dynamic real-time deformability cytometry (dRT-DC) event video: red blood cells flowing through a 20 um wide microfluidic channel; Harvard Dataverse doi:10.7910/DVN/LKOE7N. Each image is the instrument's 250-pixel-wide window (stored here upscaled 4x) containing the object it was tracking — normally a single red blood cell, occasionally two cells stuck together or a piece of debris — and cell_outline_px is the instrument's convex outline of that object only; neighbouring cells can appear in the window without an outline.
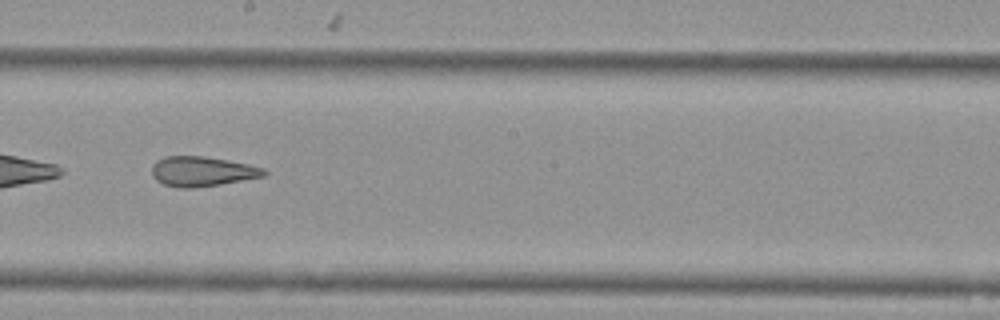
{"species": "Egyptian fruit bat (a non-hibernating species)", "species_latin": "Rousettus aegyptiacus", "temperature_condition": "cold", "stored_images_in_passage": 52, "camera_frame_rate_fps": 3000, "um_per_image_px": 0.085, "animal": {"sex": "female"}, "frame": {"image": 1, "passage_image": 30, "time_ms": 9.667, "image_size_px": [1000, 320], "cell_outline_px": [[268, 172], [264, 176], [220, 184], [192, 188], [180, 188], [164, 184], [156, 180], [152, 176], [152, 164], [156, 160], [164, 156], [204, 156], [228, 160], [248, 164], [264, 168]], "centroid_in_image_um": [17.15, 14.56], "position_along_channel_um": 231.0, "area_um2": 19.54}, "authors_computed_cell_mechanics": {"area_um2": 23.6402, "velocity_mm_per_s": 3.7749, "shape_relaxation_time_tau1_ms": null, "shape_relaxation_time_tau2_ms": 3.4792, "deformation_change_tau1": null, "deformation_change_tau2": 0.1106}}